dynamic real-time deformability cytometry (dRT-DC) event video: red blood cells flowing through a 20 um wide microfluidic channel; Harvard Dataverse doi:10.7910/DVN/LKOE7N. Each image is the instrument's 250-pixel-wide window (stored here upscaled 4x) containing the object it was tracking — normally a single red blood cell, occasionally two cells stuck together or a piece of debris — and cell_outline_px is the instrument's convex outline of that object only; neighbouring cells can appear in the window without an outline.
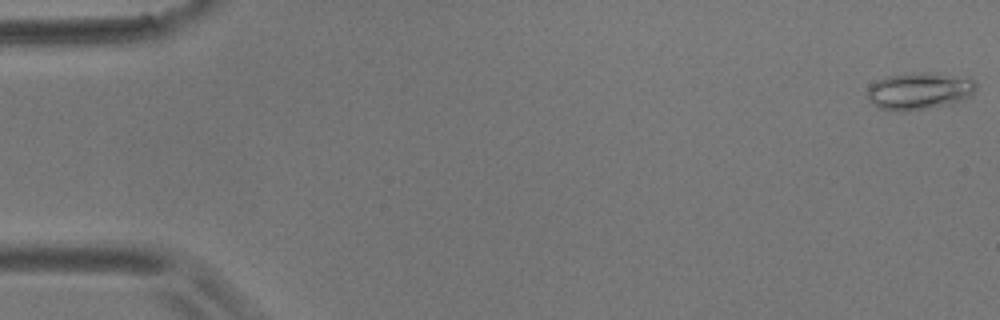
{"species": "common noctule bat (a hibernating species)", "species_latin": "Nyctalus noctula", "temperature_condition": "room temperature", "stored_images_in_passage": 6, "camera_frame_rate_fps": 3000, "um_per_image_px": 0.085, "animal": {"sex": "male", "body_mass_g": 17.9}, "frame": {"image": 1, "passage_image": 1, "time_ms": 0.0, "image_size_px": [1000, 320], "cell_outline_px": [[976, 88], [972, 96], [952, 104], [904, 112], [900, 112], [880, 108], [872, 104], [868, 100], [868, 88], [876, 80], [884, 76], [920, 72], [928, 72], [968, 76], [976, 80]], "centroid_in_image_um": [78.18, 7.72], "position_along_channel_um": 6.8, "area_um2": 24.1}}
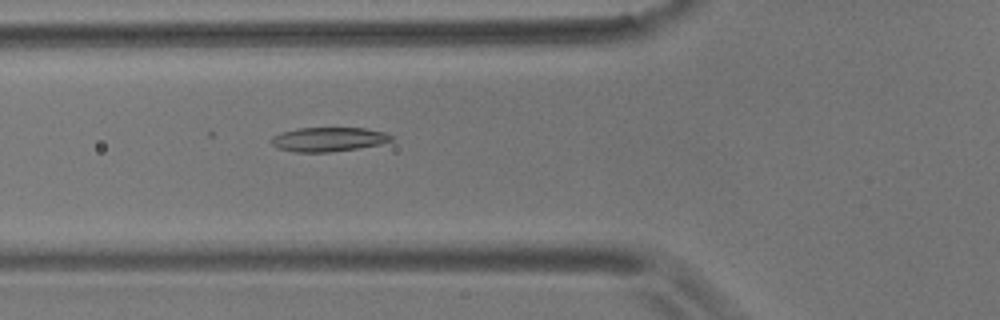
{"frame": {"image": 2, "passage_image": 6, "time_ms": 6.667, "image_size_px": [1000, 320], "cell_outline_px": [[392, 140], [380, 144], [360, 148], [328, 152], [296, 152], [280, 148], [272, 144], [272, 136], [296, 128], [364, 128], [384, 132], [392, 136]], "centroid_in_image_um": [27.94, 11.84], "position_along_channel_um": 97.9, "area_um2": 16.7}}